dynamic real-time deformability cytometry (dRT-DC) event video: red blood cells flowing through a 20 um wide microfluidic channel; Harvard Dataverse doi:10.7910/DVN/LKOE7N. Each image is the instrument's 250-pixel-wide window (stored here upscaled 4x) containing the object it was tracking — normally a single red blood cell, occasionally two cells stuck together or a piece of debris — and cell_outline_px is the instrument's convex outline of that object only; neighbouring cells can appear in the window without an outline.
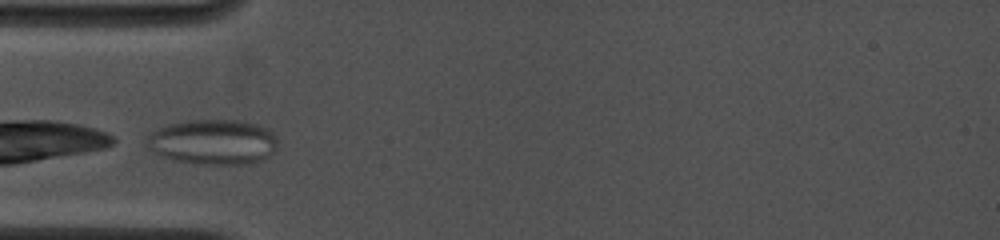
{"species": "common noctule bat (a hibernating species)", "species_latin": "Nyctalus noctula", "temperature_condition": "cold", "stored_images_in_passage": 15, "camera_frame_rate_fps": 4500, "um_per_image_px": 0.085, "animal": {"sex": "female", "body_mass_g": 19.0, "forearm_length_mm": 53.3}, "frame": {"image": 1, "passage_image": 1, "time_ms": 0.0, "image_size_px": [1000, 240], "cell_outline_px": [[276, 148], [268, 156], [260, 160], [248, 164], [204, 164], [176, 160], [160, 156], [148, 148], [144, 144], [144, 140], [152, 132], [168, 124], [188, 120], [236, 120], [256, 124], [268, 128], [276, 136]], "centroid_in_image_um": [18.08, 12.06], "position_along_channel_um": 66.9, "area_um2": 34.45}}